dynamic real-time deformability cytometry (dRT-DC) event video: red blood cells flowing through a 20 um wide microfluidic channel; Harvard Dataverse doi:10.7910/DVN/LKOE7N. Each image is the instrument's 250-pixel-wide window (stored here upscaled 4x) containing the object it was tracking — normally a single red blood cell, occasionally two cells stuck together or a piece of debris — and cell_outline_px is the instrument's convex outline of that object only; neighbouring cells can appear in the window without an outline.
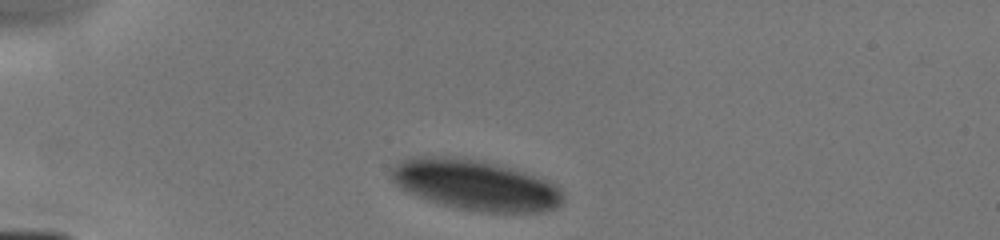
{"species": "human", "species_latin": "Homo sapiens", "temperature_condition": "cold", "stored_images_in_passage": 5, "camera_frame_rate_fps": 3000, "um_per_image_px": 0.085, "donor": {"sex": "male"}, "frame": {"image": 1, "passage_image": 1, "time_ms": 0.0, "image_size_px": [1000, 240], "cell_outline_px": [[564, 200], [560, 204], [552, 208], [540, 212], [488, 212], [456, 208], [436, 204], [408, 192], [400, 188], [388, 176], [388, 172], [404, 156], [444, 156], [476, 160], [508, 168], [556, 184], [560, 188], [564, 196]], "centroid_in_image_um": [40.3, 15.73], "position_along_channel_um": 44.7, "area_um2": 50.29}}
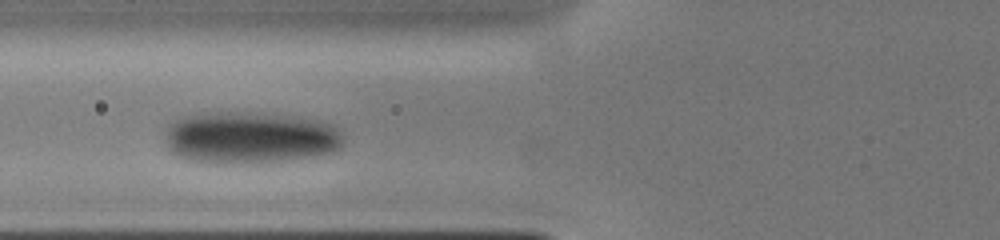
{"frame": {"image": 2, "passage_image": 4, "time_ms": 2.333, "image_size_px": [1000, 240], "cell_outline_px": [[344, 140], [340, 148], [336, 152], [312, 156], [284, 160], [216, 164], [192, 160], [180, 156], [172, 152], [168, 148], [168, 124], [184, 116], [208, 112], [256, 112], [296, 116], [320, 120], [332, 124], [340, 128]], "centroid_in_image_um": [21.32, 11.67], "position_along_channel_um": 104.5, "area_um2": 54.16}}